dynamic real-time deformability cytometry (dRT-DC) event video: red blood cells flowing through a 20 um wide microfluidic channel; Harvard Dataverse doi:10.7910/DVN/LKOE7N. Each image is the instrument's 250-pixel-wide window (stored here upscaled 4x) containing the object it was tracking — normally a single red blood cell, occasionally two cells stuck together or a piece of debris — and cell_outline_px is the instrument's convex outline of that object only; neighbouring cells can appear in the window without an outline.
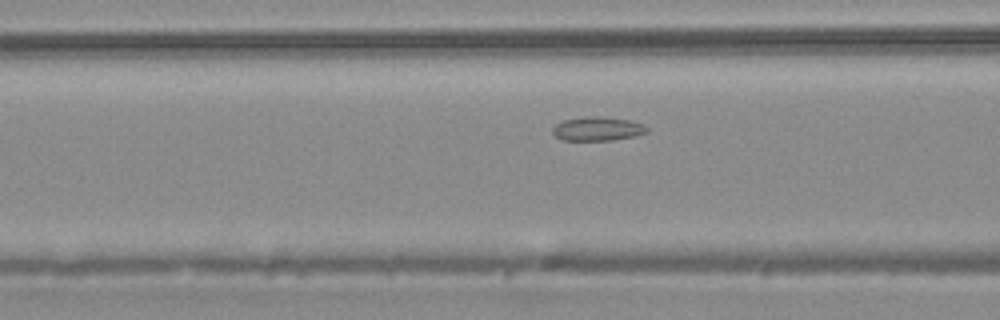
{"species": "common noctule bat (a hibernating species)", "species_latin": "Nyctalus noctula", "temperature_condition": "warm", "stored_images_in_passage": 15, "camera_frame_rate_fps": 3000, "um_per_image_px": 0.085, "animal": {"sex": "male", "body_mass_g": 20.4}, "frame": {"image": 1, "passage_image": 13, "time_ms": 4.0, "image_size_px": [1000, 320], "cell_outline_px": [[648, 132], [636, 136], [612, 140], [560, 140], [552, 132], [552, 128], [556, 124], [564, 120], [584, 116], [600, 116], [632, 120], [644, 124], [648, 128]], "centroid_in_image_um": [50.82, 10.94], "position_along_channel_um": 115.8, "area_um2": 13.35}}